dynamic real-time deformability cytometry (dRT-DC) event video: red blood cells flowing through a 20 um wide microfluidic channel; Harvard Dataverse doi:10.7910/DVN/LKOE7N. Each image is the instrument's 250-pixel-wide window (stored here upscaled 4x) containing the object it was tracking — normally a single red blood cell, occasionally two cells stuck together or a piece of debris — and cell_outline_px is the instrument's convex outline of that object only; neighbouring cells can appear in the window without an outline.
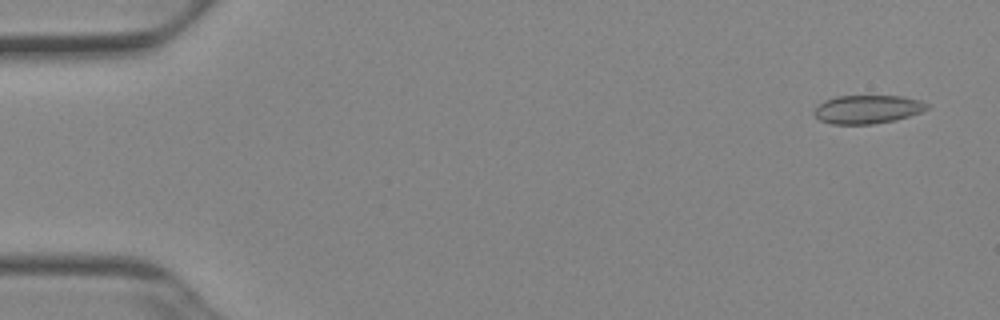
{"species": "Egyptian fruit bat (a non-hibernating species)", "species_latin": "Rousettus aegyptiacus", "temperature_condition": "cold", "stored_images_in_passage": 52, "camera_frame_rate_fps": 3000, "um_per_image_px": 0.085, "animal": {"sex": "female"}, "frame": {"image": 1, "passage_image": 3, "time_ms": 0.667, "image_size_px": [1000, 320], "cell_outline_px": [[928, 108], [920, 112], [896, 120], [872, 124], [832, 124], [820, 120], [812, 112], [824, 100], [836, 96], [900, 96], [920, 100], [928, 104]], "centroid_in_image_um": [73.72, 9.29], "position_along_channel_um": 11.3, "area_um2": 18.61}}
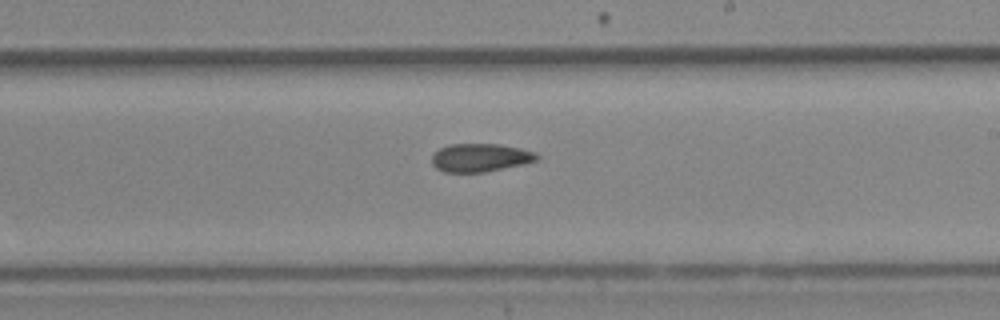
{"frame": {"image": 2, "passage_image": 31, "time_ms": 10.0, "image_size_px": [1000, 320], "cell_outline_px": [[540, 156], [536, 160], [524, 164], [484, 172], [444, 172], [436, 168], [432, 164], [432, 156], [440, 148], [448, 144], [500, 144], [520, 148], [536, 152]], "centroid_in_image_um": [40.83, 13.39], "position_along_channel_um": 248.2, "area_um2": 17.28}}
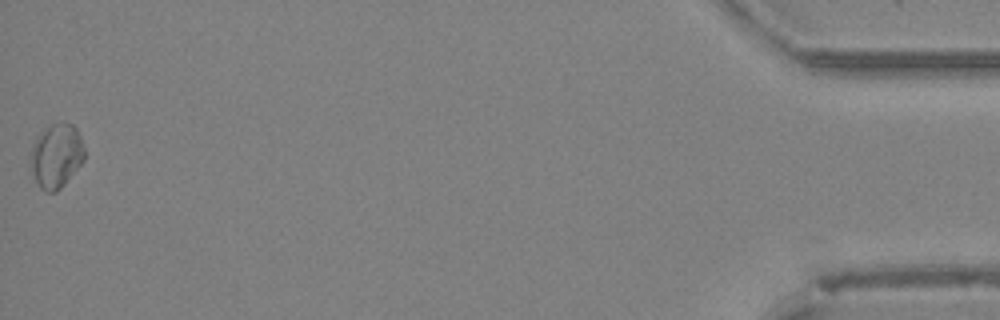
{"frame": {"image": 3, "passage_image": 52, "time_ms": 17.0, "image_size_px": [1000, 320], "cell_outline_px": [[84, 160], [64, 184], [56, 192], [44, 192], [40, 188], [36, 180], [32, 168], [32, 148], [36, 136], [40, 132], [52, 124], [72, 124], [76, 128], [80, 136], [84, 148]], "centroid_in_image_um": [4.8, 13.25], "position_along_channel_um": 430.4, "area_um2": 19.65}}